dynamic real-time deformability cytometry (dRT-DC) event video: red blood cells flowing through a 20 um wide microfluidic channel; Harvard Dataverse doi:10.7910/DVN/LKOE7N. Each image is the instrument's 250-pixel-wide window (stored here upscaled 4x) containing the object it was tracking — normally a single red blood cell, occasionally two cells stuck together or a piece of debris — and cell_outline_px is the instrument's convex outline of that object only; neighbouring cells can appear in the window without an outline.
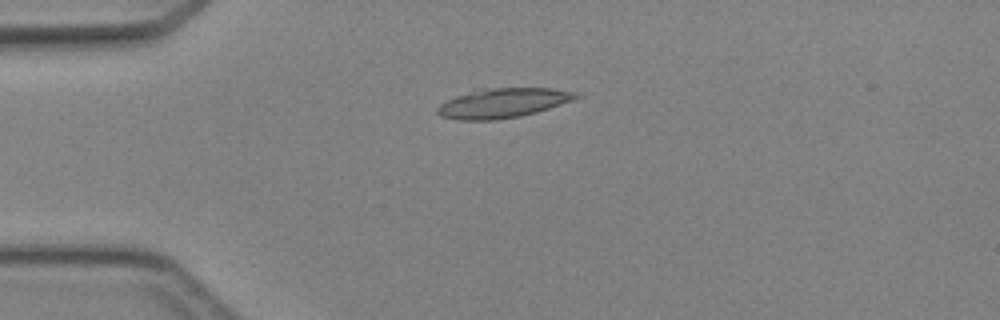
{"species": "Egyptian fruit bat (a non-hibernating species)", "species_latin": "Rousettus aegyptiacus", "temperature_condition": "cold", "stored_images_in_passage": 3, "camera_frame_rate_fps": 3000, "um_per_image_px": 0.085, "animal": {"sex": "female"}, "frame": {"image": 1, "passage_image": 1, "time_ms": 0.0, "image_size_px": [1000, 320], "cell_outline_px": [[580, 96], [572, 100], [536, 112], [520, 116], [496, 120], [456, 120], [440, 116], [436, 112], [436, 108], [440, 104], [472, 88], [552, 88], [576, 92]], "centroid_in_image_um": [42.67, 8.75], "position_along_channel_um": 42.3, "area_um2": 24.04}}
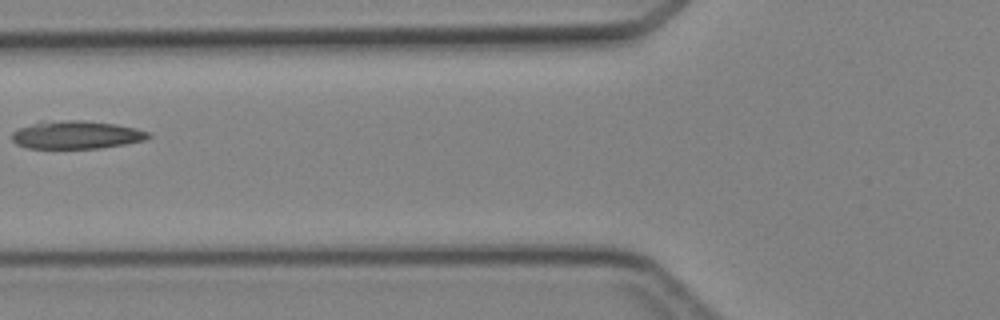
{"frame": {"image": 2, "passage_image": 3, "time_ms": 2.333, "image_size_px": [1000, 320], "cell_outline_px": [[152, 136], [148, 140], [100, 148], [28, 148], [16, 144], [12, 140], [12, 132], [20, 128], [40, 120], [84, 120], [116, 124], [136, 128], [152, 132]], "centroid_in_image_um": [6.53, 11.45], "position_along_channel_um": 119.3, "area_um2": 22.66}}